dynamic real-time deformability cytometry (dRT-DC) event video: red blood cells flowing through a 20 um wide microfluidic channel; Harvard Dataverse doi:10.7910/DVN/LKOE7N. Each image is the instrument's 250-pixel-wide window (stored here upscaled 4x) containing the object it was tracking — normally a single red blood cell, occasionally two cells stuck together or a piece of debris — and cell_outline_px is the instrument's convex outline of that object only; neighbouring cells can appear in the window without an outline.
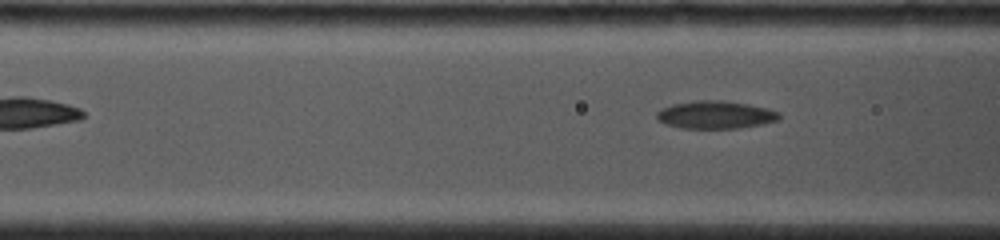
{"species": "common noctule bat (a hibernating species)", "species_latin": "Nyctalus noctula", "temperature_condition": "cold", "stored_images_in_passage": 6, "camera_frame_rate_fps": 4000, "um_per_image_px": 0.085, "animal": {"sex": "female", "body_mass_g": 19.0, "forearm_length_mm": 53.3}, "frame": {"image": 1, "passage_image": 6, "time_ms": 3.75, "image_size_px": [1000, 240], "cell_outline_px": [[780, 120], [740, 128], [680, 128], [664, 124], [656, 120], [656, 112], [672, 104], [696, 100], [720, 100], [748, 104], [780, 112]], "centroid_in_image_um": [60.78, 9.76], "position_along_channel_um": 105.8, "area_um2": 19.83}}